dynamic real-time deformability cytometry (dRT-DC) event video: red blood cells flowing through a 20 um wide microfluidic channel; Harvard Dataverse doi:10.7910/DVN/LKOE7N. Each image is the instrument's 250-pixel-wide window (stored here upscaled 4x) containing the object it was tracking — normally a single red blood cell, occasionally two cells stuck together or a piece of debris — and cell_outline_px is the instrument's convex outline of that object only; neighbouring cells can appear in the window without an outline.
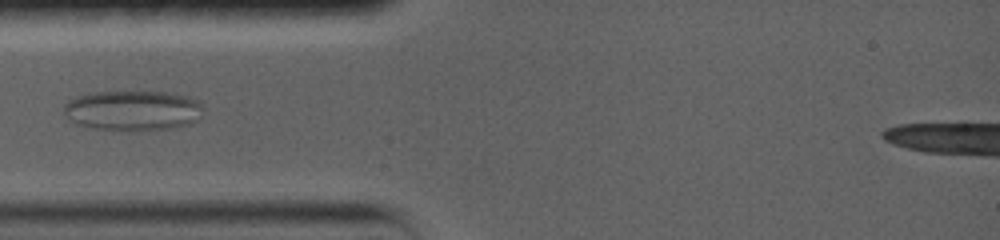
{"species": "common noctule bat (a hibernating species)", "species_latin": "Nyctalus noctula", "temperature_condition": "warm", "stored_images_in_passage": 48, "camera_frame_rate_fps": 5000, "um_per_image_px": 0.085, "animal": {"sex": "female", "body_mass_g": 19.0, "forearm_length_mm": 56.7}, "frame": {"image": 1, "passage_image": 5, "time_ms": 2.2, "image_size_px": [1000, 240], "cell_outline_px": [[196, 104], [188, 124], [176, 128], [136, 132], [112, 132], [76, 124], [72, 120], [68, 108], [68, 104], [72, 100], [88, 96], [108, 92], [148, 92], [176, 96], [188, 100]], "centroid_in_image_um": [11.16, 9.49], "position_along_channel_um": 73.8, "area_um2": 30.23}}
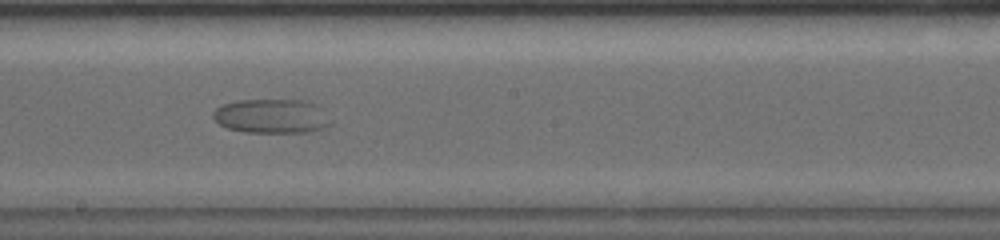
{"frame": {"image": 2, "passage_image": 14, "time_ms": 6.8, "image_size_px": [1000, 240], "cell_outline_px": [[324, 124], [320, 128], [308, 132], [248, 132], [228, 128], [220, 124], [216, 120], [216, 112], [220, 108], [228, 104], [248, 100], [284, 100], [296, 104]], "centroid_in_image_um": [22.69, 9.95], "position_along_channel_um": 225.5, "area_um2": 19.77}}
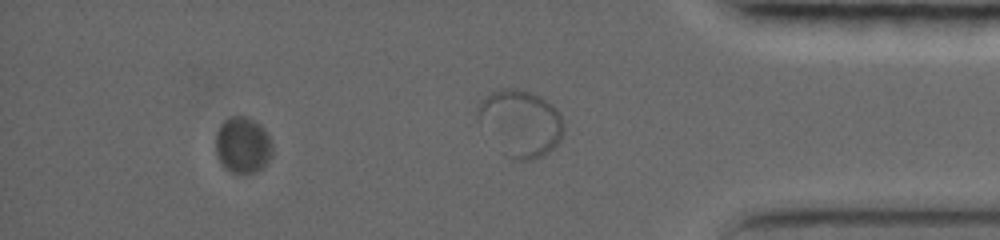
{"frame": {"image": 3, "passage_image": 34, "time_ms": 12.2, "image_size_px": [1000, 240], "cell_outline_px": [[272, 152], [264, 168], [256, 172], [232, 172], [224, 168], [216, 156], [216, 132], [220, 124], [228, 116], [244, 116], [260, 124], [268, 132], [272, 144]], "centroid_in_image_um": [20.63, 12.32], "position_along_channel_um": 414.6, "area_um2": 18.79}}